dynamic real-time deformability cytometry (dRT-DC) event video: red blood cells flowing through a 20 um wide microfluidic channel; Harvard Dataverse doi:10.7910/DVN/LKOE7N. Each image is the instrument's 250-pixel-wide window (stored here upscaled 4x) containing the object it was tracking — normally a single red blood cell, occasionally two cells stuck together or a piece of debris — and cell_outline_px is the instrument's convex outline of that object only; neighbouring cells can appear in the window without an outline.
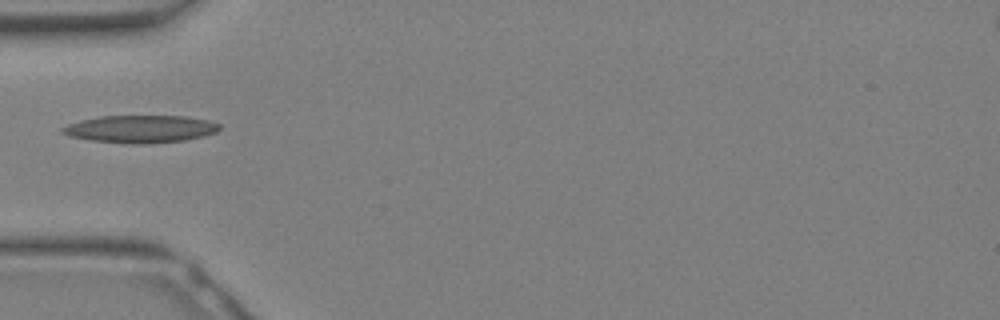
{"species": "Egyptian fruit bat (a non-hibernating species)", "species_latin": "Rousettus aegyptiacus", "temperature_condition": "warm", "stored_images_in_passage": 13, "camera_frame_rate_fps": 3000, "um_per_image_px": 0.085, "animal": {"sex": "female"}, "frame": {"image": 1, "passage_image": 8, "time_ms": 2.333, "image_size_px": [1000, 320], "cell_outline_px": [[220, 128], [216, 132], [204, 136], [184, 140], [152, 144], [128, 144], [92, 140], [72, 136], [60, 132], [60, 128], [68, 124], [80, 120], [100, 116], [184, 116], [208, 120], [220, 124]], "centroid_in_image_um": [11.94, 10.97], "position_along_channel_um": 73.1, "area_um2": 25.26}}
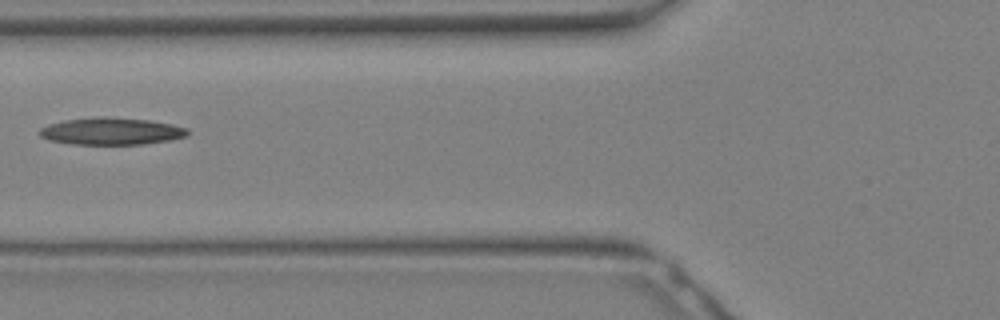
{"frame": {"image": 2, "passage_image": 10, "time_ms": 3.0, "image_size_px": [1000, 320], "cell_outline_px": [[188, 132], [184, 136], [168, 140], [144, 144], [72, 144], [48, 140], [40, 136], [36, 132], [40, 128], [48, 124], [64, 120], [96, 116], [104, 116], [148, 120], [172, 124], [188, 128]], "centroid_in_image_um": [9.39, 11.14], "position_along_channel_um": 116.4, "area_um2": 23.47}}
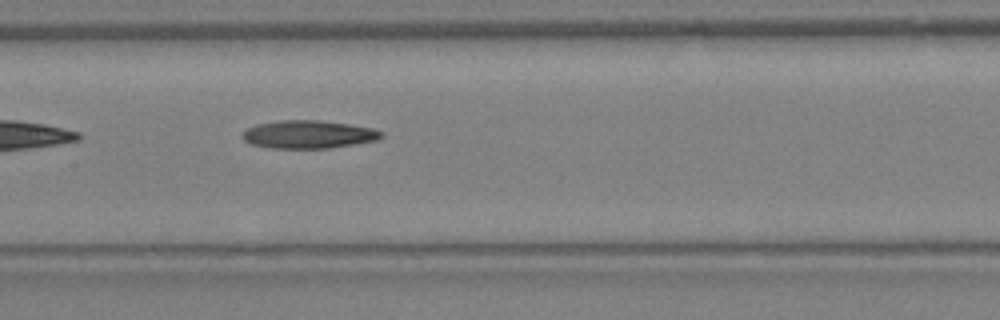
{"frame": {"image": 3, "passage_image": 13, "time_ms": 4.0, "image_size_px": [1000, 320], "cell_outline_px": [[384, 136], [376, 140], [356, 144], [328, 148], [272, 148], [252, 144], [244, 140], [240, 136], [248, 128], [256, 124], [280, 120], [316, 120], [348, 124], [372, 128], [384, 132]], "centroid_in_image_um": [26.22, 11.42], "position_along_channel_um": 181.2, "area_um2": 22.6}}